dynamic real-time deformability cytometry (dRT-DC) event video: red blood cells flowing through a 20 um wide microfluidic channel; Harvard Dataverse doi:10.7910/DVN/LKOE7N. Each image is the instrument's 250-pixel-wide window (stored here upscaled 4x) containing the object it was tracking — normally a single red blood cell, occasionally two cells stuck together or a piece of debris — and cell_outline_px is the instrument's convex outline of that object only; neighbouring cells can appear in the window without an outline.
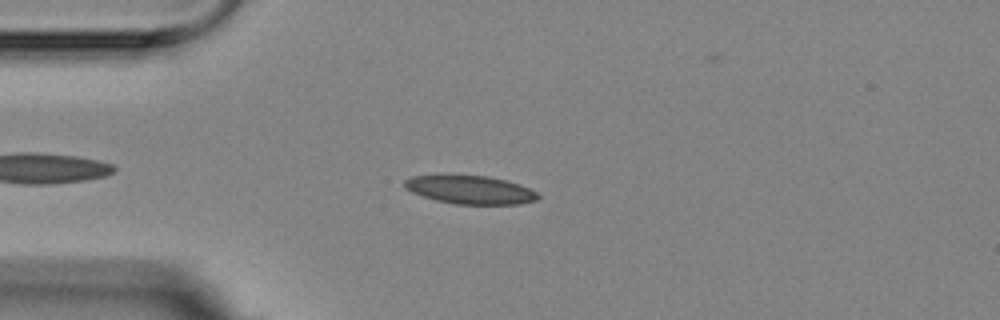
{"species": "Egyptian fruit bat (a non-hibernating species)", "species_latin": "Rousettus aegyptiacus", "temperature_condition": "room temperature", "stored_images_in_passage": 3, "camera_frame_rate_fps": 3000, "um_per_image_px": 0.085, "animal": {"sex": "female"}, "frame": {"image": 1, "passage_image": 2, "time_ms": 1.333, "image_size_px": [1000, 320], "cell_outline_px": [[540, 196], [536, 200], [520, 204], [456, 204], [436, 200], [412, 192], [404, 188], [404, 180], [412, 176], [488, 176], [520, 184], [536, 192]], "centroid_in_image_um": [39.98, 16.14], "position_along_channel_um": 45.0, "area_um2": 21.68}}